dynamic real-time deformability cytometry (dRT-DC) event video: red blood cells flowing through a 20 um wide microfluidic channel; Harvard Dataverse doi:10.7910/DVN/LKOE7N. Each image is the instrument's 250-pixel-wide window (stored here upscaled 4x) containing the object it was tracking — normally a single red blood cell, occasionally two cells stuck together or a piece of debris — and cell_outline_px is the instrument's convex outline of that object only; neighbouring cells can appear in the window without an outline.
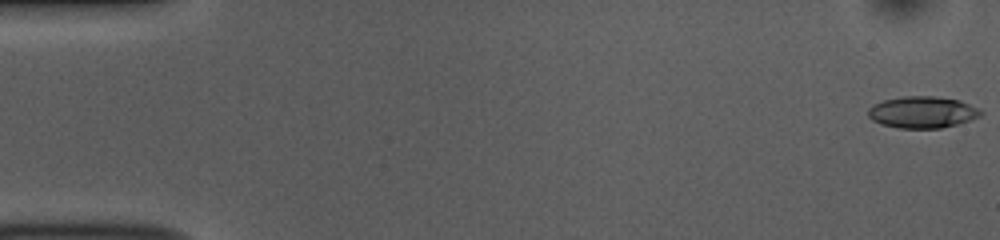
{"species": "common noctule bat (a hibernating species)", "species_latin": "Nyctalus noctula", "temperature_condition": "room temperature", "stored_images_in_passage": 52, "camera_frame_rate_fps": 3000, "um_per_image_px": 0.085, "animal": {"sex": "female", "body_mass_g": 10.0, "forearm_length_mm": 53.1}, "frame": {"image": 1, "passage_image": 1, "time_ms": 0.0, "image_size_px": [1000, 240], "cell_outline_px": [[984, 112], [980, 116], [956, 124], [940, 128], [900, 128], [880, 124], [872, 120], [868, 116], [868, 108], [872, 104], [884, 100], [900, 96], [936, 96], [960, 100], [980, 108]], "centroid_in_image_um": [78.39, 9.52], "position_along_channel_um": 6.6, "area_um2": 20.92}}
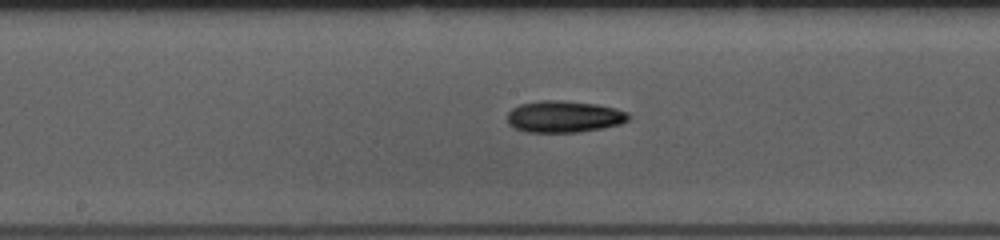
{"frame": {"image": 2, "passage_image": 27, "time_ms": 8.667, "image_size_px": [1000, 240], "cell_outline_px": [[628, 120], [620, 124], [600, 128], [576, 132], [528, 132], [516, 128], [508, 124], [508, 112], [512, 108], [520, 104], [540, 100], [564, 100], [596, 104], [616, 108], [628, 112]], "centroid_in_image_um": [47.93, 9.9], "position_along_channel_um": 200.3, "area_um2": 22.31}}
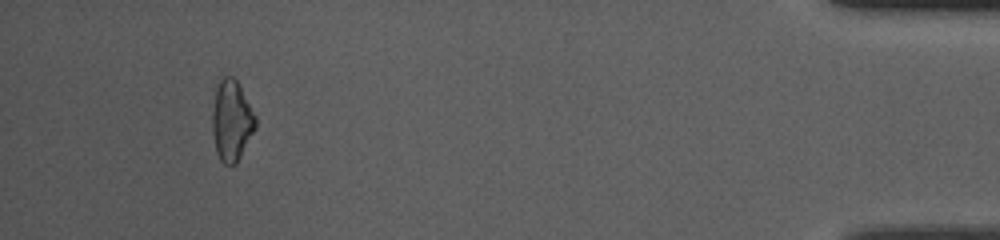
{"frame": {"image": 3, "passage_image": 49, "time_ms": 16.0, "image_size_px": [1000, 240], "cell_outline_px": [[256, 128], [236, 164], [224, 164], [220, 160], [216, 152], [212, 132], [212, 112], [216, 88], [220, 80], [224, 76], [232, 76], [236, 80], [256, 116]], "centroid_in_image_um": [19.68, 10.27], "position_along_channel_um": 415.5, "area_um2": 20.23}, "authors_computed_cell_mechanics": {"area_um2": 20.9236, "velocity_mm_per_s": 3.851, "shape_relaxation_time_tau1_ms": 3.8458, "shape_relaxation_time_tau2_ms": null, "deformation_change_tau1": 0.1093, "deformation_change_tau2": null}}